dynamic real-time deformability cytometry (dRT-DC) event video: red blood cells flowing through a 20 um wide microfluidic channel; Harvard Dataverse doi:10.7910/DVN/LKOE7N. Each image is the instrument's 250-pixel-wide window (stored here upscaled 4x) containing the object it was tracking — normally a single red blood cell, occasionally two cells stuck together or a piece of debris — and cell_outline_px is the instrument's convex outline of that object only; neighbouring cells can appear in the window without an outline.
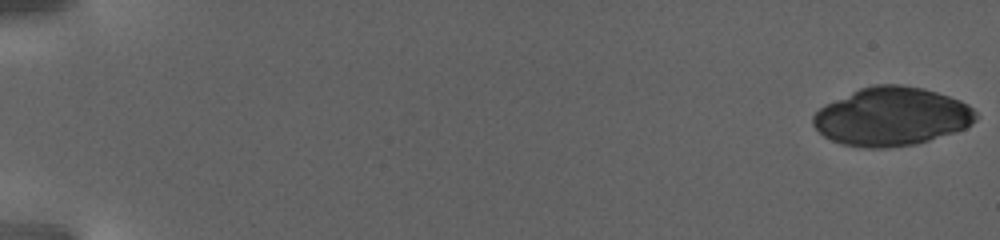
{"species": "human", "species_latin": "Homo sapiens", "temperature_condition": "warm", "stored_images_in_passage": 47, "camera_frame_rate_fps": 3000, "um_per_image_px": 0.085, "donor": {"sex": "female"}, "frame": {"image": 1, "passage_image": 1, "time_ms": 0.0, "image_size_px": [1000, 240], "cell_outline_px": [[976, 120], [972, 124], [964, 128], [916, 144], [884, 148], [864, 148], [844, 144], [832, 140], [824, 136], [812, 124], [812, 116], [824, 104], [860, 88], [872, 84], [900, 84], [924, 88], [960, 100], [968, 104], [976, 112]], "centroid_in_image_um": [75.77, 9.89], "position_along_channel_um": 9.2, "area_um2": 55.31}}
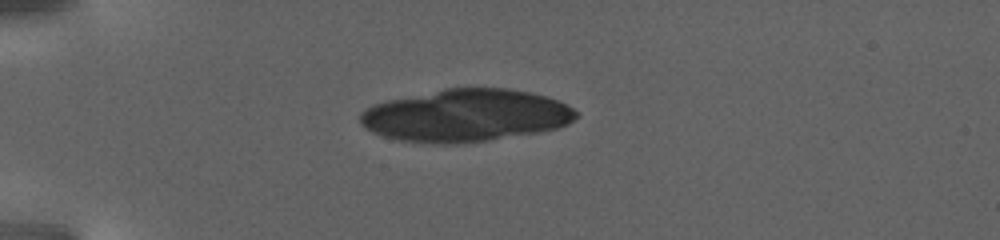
{"frame": {"image": 2, "passage_image": 29, "time_ms": 9.333, "image_size_px": [1000, 240], "cell_outline_px": [[580, 112], [568, 124], [556, 128], [540, 132], [464, 144], [436, 144], [396, 140], [372, 132], [364, 128], [360, 124], [360, 112], [372, 104], [388, 100], [444, 88], [508, 88], [528, 92], [544, 96], [556, 100]], "centroid_in_image_um": [39.54, 9.83], "position_along_channel_um": 45.5, "area_um2": 66.24}}